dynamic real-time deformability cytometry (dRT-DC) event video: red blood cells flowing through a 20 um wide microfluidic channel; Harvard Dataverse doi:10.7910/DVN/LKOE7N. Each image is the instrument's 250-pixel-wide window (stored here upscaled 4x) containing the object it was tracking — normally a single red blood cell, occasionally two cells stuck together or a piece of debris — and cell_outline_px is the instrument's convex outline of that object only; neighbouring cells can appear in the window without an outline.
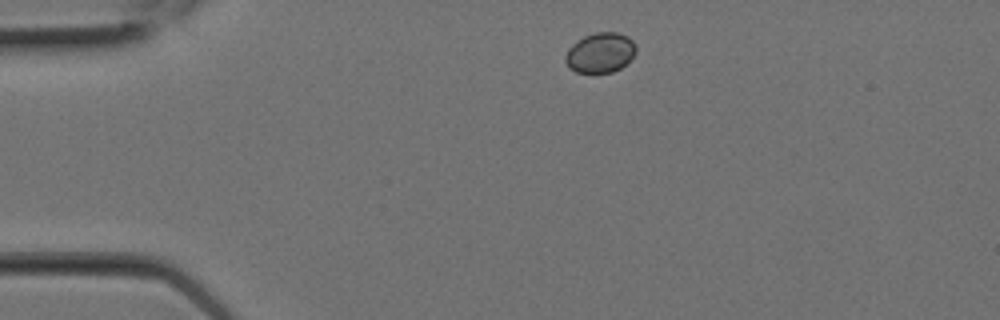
{"species": "Egyptian fruit bat (a non-hibernating species)", "species_latin": "Rousettus aegyptiacus", "temperature_condition": "room temperature", "stored_images_in_passage": 6, "camera_frame_rate_fps": 3000, "um_per_image_px": 0.085, "animal": {"sex": "female"}, "frame": {"image": 1, "passage_image": 1, "time_ms": 0.0, "image_size_px": [1000, 320], "cell_outline_px": [[636, 52], [620, 68], [612, 72], [576, 72], [568, 68], [564, 60], [564, 56], [568, 48], [576, 40], [584, 36], [596, 32], [616, 32], [628, 36], [632, 40], [636, 48]], "centroid_in_image_um": [50.98, 4.47], "position_along_channel_um": 34.0, "area_um2": 16.47}}
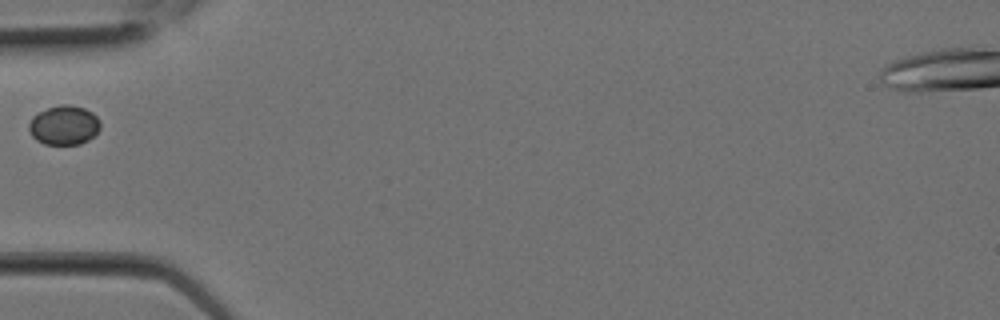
{"frame": {"image": 2, "passage_image": 4, "time_ms": 1.0, "image_size_px": [1000, 320], "cell_outline_px": [[100, 128], [88, 140], [80, 144], [44, 144], [36, 140], [32, 136], [28, 128], [28, 124], [32, 116], [36, 112], [60, 104], [68, 104], [84, 108], [92, 112], [100, 120]], "centroid_in_image_um": [5.41, 10.63], "position_along_channel_um": 79.6, "area_um2": 16.47}}
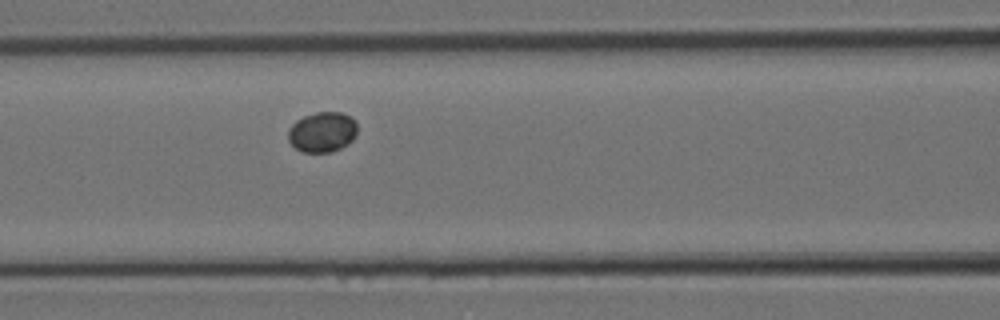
{"frame": {"image": 3, "passage_image": 6, "time_ms": 1.667, "image_size_px": [1000, 320], "cell_outline_px": [[356, 136], [348, 144], [332, 152], [300, 152], [288, 140], [288, 128], [296, 120], [304, 116], [316, 112], [340, 112], [352, 116], [356, 120]], "centroid_in_image_um": [27.4, 11.21], "position_along_channel_um": 139.2, "area_um2": 16.42}}